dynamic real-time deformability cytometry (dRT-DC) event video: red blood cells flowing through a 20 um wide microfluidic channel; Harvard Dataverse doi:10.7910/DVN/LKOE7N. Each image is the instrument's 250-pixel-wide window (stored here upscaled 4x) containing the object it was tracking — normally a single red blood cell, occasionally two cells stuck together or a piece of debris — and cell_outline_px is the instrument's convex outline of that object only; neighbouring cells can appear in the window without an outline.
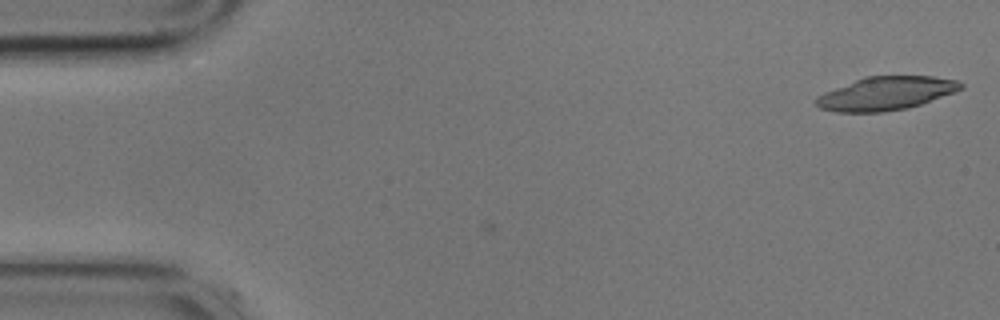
{"species": "common noctule bat (a hibernating species)", "species_latin": "Nyctalus noctula", "temperature_condition": "cold", "stored_images_in_passage": 4, "camera_frame_rate_fps": 3000, "um_per_image_px": 0.085, "animal": {"sex": "male", "body_mass_g": 17.9}, "frame": {"image": 1, "passage_image": 1, "time_ms": 0.0, "image_size_px": [1000, 320], "cell_outline_px": [[964, 88], [920, 104], [908, 108], [884, 112], [836, 112], [820, 108], [816, 104], [816, 96], [824, 92], [864, 76], [932, 76], [956, 80], [964, 84]], "centroid_in_image_um": [75.28, 7.94], "position_along_channel_um": 9.7, "area_um2": 28.09}}